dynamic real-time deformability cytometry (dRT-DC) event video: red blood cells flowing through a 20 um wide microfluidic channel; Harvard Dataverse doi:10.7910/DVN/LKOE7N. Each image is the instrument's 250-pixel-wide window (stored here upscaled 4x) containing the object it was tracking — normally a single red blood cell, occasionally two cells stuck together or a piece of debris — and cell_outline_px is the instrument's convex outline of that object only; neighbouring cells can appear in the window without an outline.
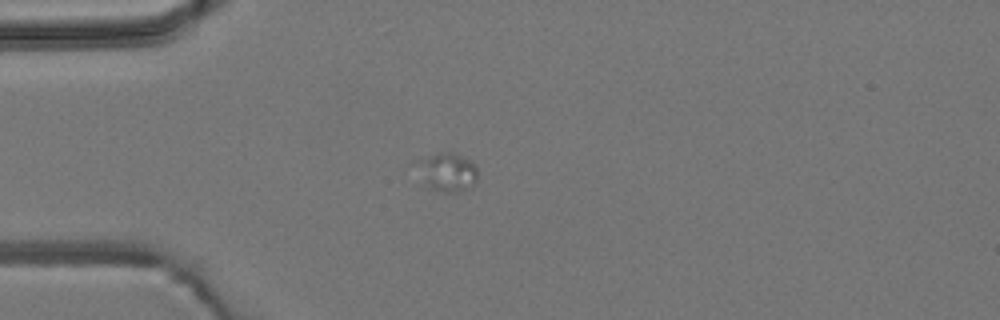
{"species": "common noctule bat (a hibernating species)", "species_latin": "Nyctalus noctula", "temperature_condition": "room temperature", "stored_images_in_passage": 5, "camera_frame_rate_fps": 3000, "um_per_image_px": 0.085, "animal": {"sex": "male", "body_mass_g": 19.2, "forearm_length_mm": 51.8}, "frame": {"image": 1, "passage_image": 5, "time_ms": 4.333, "image_size_px": [1000, 320], "cell_outline_px": [[476, 180], [472, 184], [456, 192], [444, 192], [428, 188], [424, 184], [416, 160], [440, 152], [452, 152], [468, 160], [476, 168]], "centroid_in_image_um": [37.97, 14.62], "position_along_channel_um": 47.0, "area_um2": 13.18}}